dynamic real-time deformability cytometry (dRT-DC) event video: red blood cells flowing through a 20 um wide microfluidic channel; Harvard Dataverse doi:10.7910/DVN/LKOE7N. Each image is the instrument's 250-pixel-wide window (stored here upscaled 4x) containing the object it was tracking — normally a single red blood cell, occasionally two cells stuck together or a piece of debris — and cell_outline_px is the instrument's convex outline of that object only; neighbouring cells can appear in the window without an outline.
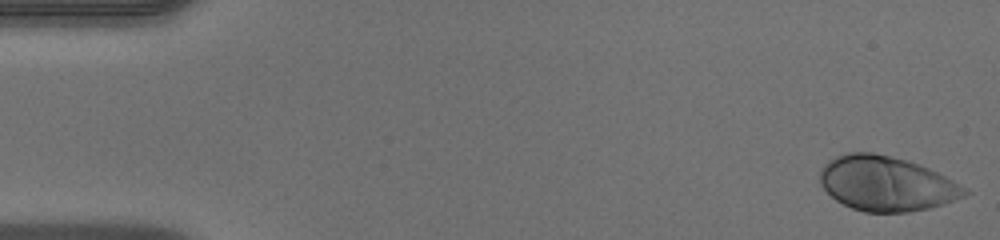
{"species": "human", "species_latin": "Homo sapiens", "temperature_condition": "warm", "stored_images_in_passage": 47, "camera_frame_rate_fps": 3000, "um_per_image_px": 0.085, "donor": {"sex": "male"}, "frame": {"image": 1, "passage_image": 1, "time_ms": 0.0, "image_size_px": [1000, 240], "cell_outline_px": [[972, 192], [964, 196], [928, 208], [908, 212], [864, 212], [852, 208], [836, 200], [820, 184], [820, 172], [824, 164], [828, 160], [836, 156], [848, 152], [872, 152], [908, 160], [928, 168], [968, 188]], "centroid_in_image_um": [75.33, 15.6], "position_along_channel_um": 9.7, "area_um2": 45.89}}
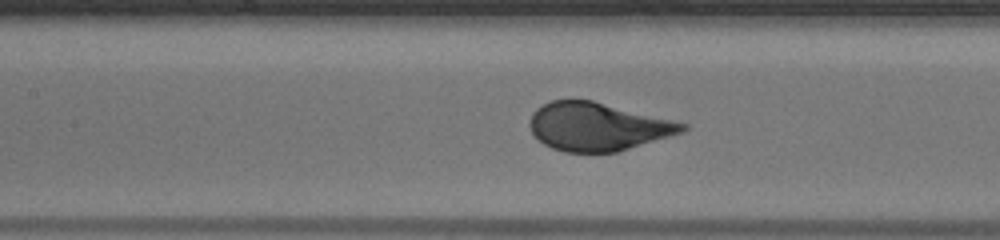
{"frame": {"image": 2, "passage_image": 21, "time_ms": 6.667, "image_size_px": [1000, 240], "cell_outline_px": [[688, 128], [684, 132], [616, 152], [564, 152], [552, 148], [544, 144], [532, 132], [528, 124], [532, 112], [536, 108], [552, 100], [592, 100], [688, 124]], "centroid_in_image_um": [50.78, 10.76], "position_along_channel_um": 156.6, "area_um2": 42.54}}
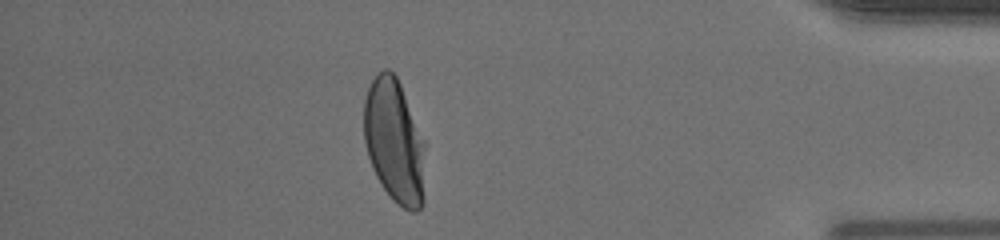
{"frame": {"image": 3, "passage_image": 41, "time_ms": 13.333, "image_size_px": [1000, 240], "cell_outline_px": [[424, 204], [416, 212], [412, 212], [396, 204], [392, 200], [376, 176], [372, 168], [364, 144], [364, 100], [368, 88], [376, 72], [384, 68], [388, 68], [396, 76], [400, 84], [424, 140]], "centroid_in_image_um": [33.51, 12.02], "position_along_channel_um": 401.7, "area_um2": 44.51}}